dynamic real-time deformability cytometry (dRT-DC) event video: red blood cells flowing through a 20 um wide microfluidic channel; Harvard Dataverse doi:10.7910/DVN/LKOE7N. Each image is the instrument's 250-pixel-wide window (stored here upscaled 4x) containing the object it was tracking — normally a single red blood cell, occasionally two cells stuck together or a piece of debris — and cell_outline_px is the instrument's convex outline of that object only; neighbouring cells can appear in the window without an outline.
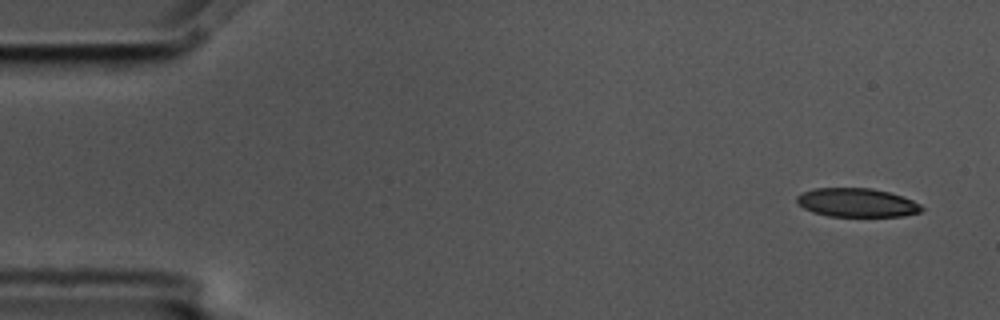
{"species": "common noctule bat (a hibernating species)", "species_latin": "Nyctalus noctula", "temperature_condition": "cold", "stored_images_in_passage": 9, "camera_frame_rate_fps": 3000, "um_per_image_px": 0.085, "animal": {"sex": "male", "body_mass_g": 17.5, "forearm_length_mm": 52.3}, "frame": {"image": 1, "passage_image": 1, "time_ms": 0.0, "image_size_px": [1000, 320], "cell_outline_px": [[924, 208], [920, 212], [904, 216], [828, 216], [812, 212], [804, 208], [796, 200], [796, 196], [804, 192], [816, 188], [872, 188], [888, 192], [912, 200], [920, 204]], "centroid_in_image_um": [72.83, 17.23], "position_along_channel_um": 12.2, "area_um2": 20.75}}
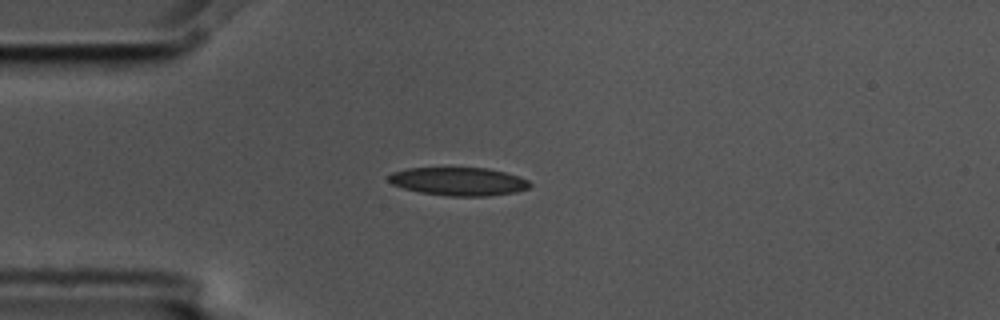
{"frame": {"image": 2, "passage_image": 4, "time_ms": 1.0, "image_size_px": [1000, 320], "cell_outline_px": [[532, 184], [528, 188], [516, 192], [488, 196], [448, 196], [420, 192], [404, 188], [392, 184], [388, 180], [388, 176], [392, 172], [408, 168], [488, 168], [520, 176], [528, 180]], "centroid_in_image_um": [39.0, 15.42], "position_along_channel_um": 46.0, "area_um2": 23.24}}